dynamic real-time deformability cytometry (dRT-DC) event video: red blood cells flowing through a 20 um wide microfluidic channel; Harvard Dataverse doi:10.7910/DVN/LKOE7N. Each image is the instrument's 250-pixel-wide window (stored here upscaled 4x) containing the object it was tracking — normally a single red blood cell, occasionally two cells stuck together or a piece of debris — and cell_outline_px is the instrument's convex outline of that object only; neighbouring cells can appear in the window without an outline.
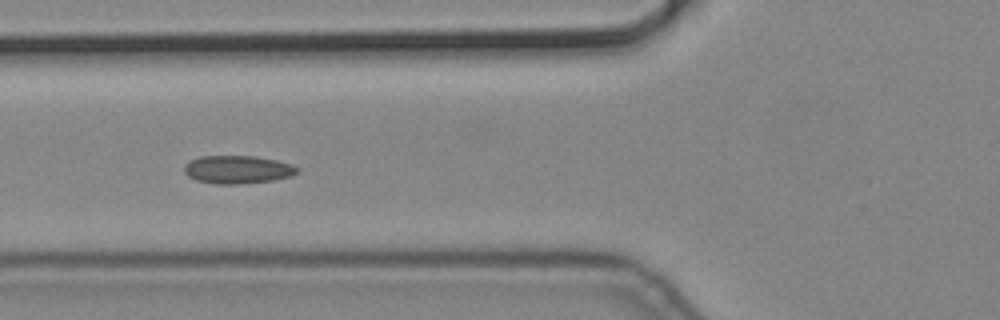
{"species": "common noctule bat (a hibernating species)", "species_latin": "Nyctalus noctula", "temperature_condition": "cold", "stored_images_in_passage": 11, "camera_frame_rate_fps": 3000, "um_per_image_px": 0.085, "animal": {"sex": "male", "body_mass_g": 19.2, "forearm_length_mm": 51.8}, "frame": {"image": 1, "passage_image": 7, "time_ms": 2.0, "image_size_px": [1000, 320], "cell_outline_px": [[300, 168], [292, 176], [272, 180], [240, 184], [212, 184], [196, 180], [188, 176], [184, 172], [184, 164], [188, 160], [200, 156], [256, 156], [276, 160], [292, 164]], "centroid_in_image_um": [20.16, 14.41], "position_along_channel_um": 105.6, "area_um2": 18.67}}